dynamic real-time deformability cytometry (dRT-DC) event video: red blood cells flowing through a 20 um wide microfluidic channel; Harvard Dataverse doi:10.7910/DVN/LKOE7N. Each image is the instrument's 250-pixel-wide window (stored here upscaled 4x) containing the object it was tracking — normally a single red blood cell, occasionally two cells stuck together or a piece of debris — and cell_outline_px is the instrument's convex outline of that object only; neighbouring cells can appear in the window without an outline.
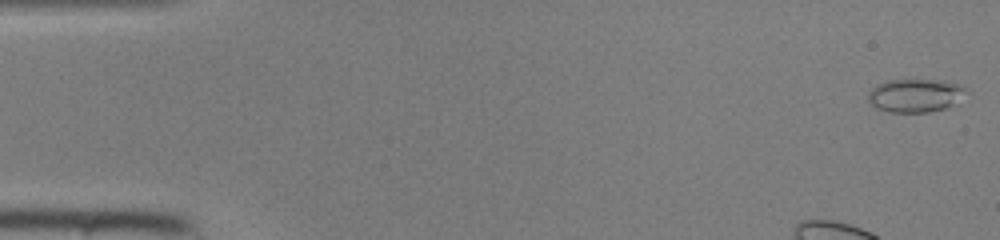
{"species": "common noctule bat (a hibernating species)", "species_latin": "Nyctalus noctula", "temperature_condition": "room temperature", "stored_images_in_passage": 46, "camera_frame_rate_fps": 3000, "um_per_image_px": 0.085, "animal": {"sex": "female", "body_mass_g": 22.0, "forearm_length_mm": 56.7}, "frame": {"image": 1, "passage_image": 1, "time_ms": 0.0, "image_size_px": [1000, 240], "cell_outline_px": [[968, 92], [952, 104], [944, 108], [928, 112], [892, 112], [876, 108], [868, 100], [868, 92], [876, 84], [888, 80], [944, 80], [968, 88]], "centroid_in_image_um": [77.78, 8.1], "position_along_channel_um": 7.2, "area_um2": 18.9}}